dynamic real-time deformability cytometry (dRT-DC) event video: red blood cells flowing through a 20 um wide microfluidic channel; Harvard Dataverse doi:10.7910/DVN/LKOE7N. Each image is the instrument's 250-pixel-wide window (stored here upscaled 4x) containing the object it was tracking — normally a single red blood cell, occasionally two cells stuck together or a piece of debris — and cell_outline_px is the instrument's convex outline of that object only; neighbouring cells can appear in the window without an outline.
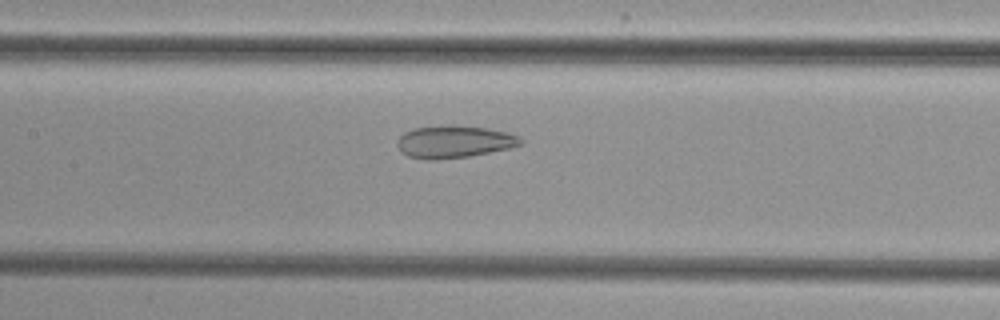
{"species": "common noctule bat (a hibernating species)", "species_latin": "Nyctalus noctula", "temperature_condition": "cold", "stored_images_in_passage": 39, "camera_frame_rate_fps": 3000, "um_per_image_px": 0.085, "animal": {"sex": "female", "body_mass_g": 29.2, "forearm_length_mm": 56.3}, "frame": {"image": 1, "passage_image": 18, "time_ms": 5.667, "image_size_px": [1000, 320], "cell_outline_px": [[524, 140], [520, 144], [508, 148], [468, 156], [436, 160], [424, 160], [408, 156], [400, 152], [396, 144], [396, 140], [404, 132], [416, 128], [452, 124], [488, 128], [508, 132]], "centroid_in_image_um": [38.54, 12.04], "position_along_channel_um": 168.9, "area_um2": 23.35}}
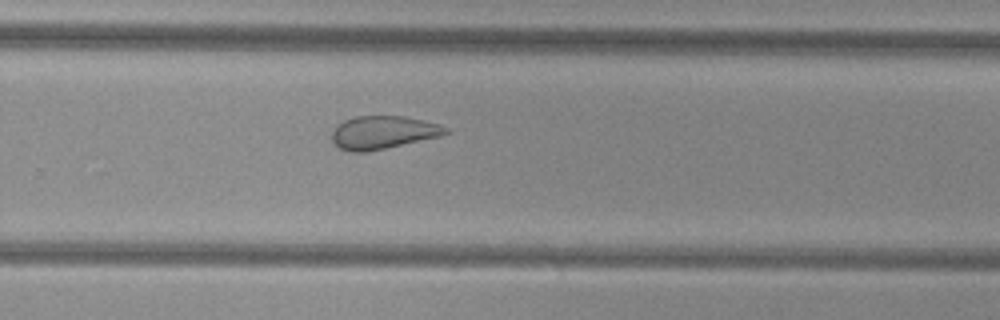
{"frame": {"image": 2, "passage_image": 28, "time_ms": 9.0, "image_size_px": [1000, 320], "cell_outline_px": [[448, 132], [440, 136], [384, 148], [364, 152], [348, 152], [340, 148], [332, 140], [332, 132], [336, 124], [344, 120], [356, 116], [404, 116], [440, 124], [448, 128]], "centroid_in_image_um": [32.52, 11.25], "position_along_channel_um": 297.3, "area_um2": 21.73}}
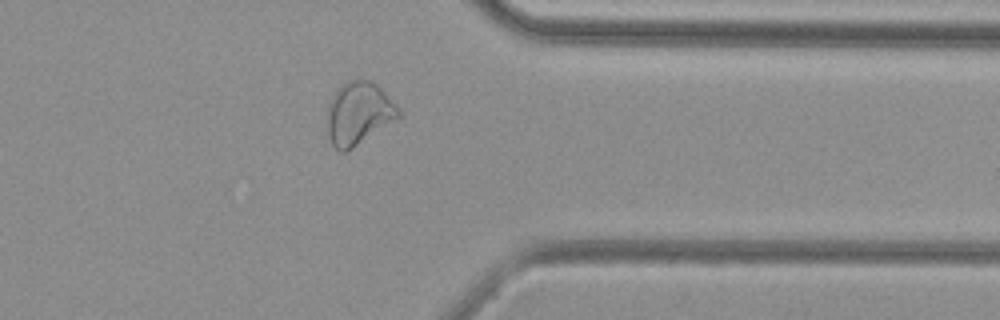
{"frame": {"image": 3, "passage_image": 35, "time_ms": 11.333, "image_size_px": [1000, 320], "cell_outline_px": [[400, 116], [396, 120], [352, 148], [344, 152], [340, 152], [332, 144], [328, 136], [328, 104], [332, 96], [348, 80], [372, 80], [384, 92], [400, 112]], "centroid_in_image_um": [30.47, 9.65], "position_along_channel_um": 380.9, "area_um2": 25.49}}